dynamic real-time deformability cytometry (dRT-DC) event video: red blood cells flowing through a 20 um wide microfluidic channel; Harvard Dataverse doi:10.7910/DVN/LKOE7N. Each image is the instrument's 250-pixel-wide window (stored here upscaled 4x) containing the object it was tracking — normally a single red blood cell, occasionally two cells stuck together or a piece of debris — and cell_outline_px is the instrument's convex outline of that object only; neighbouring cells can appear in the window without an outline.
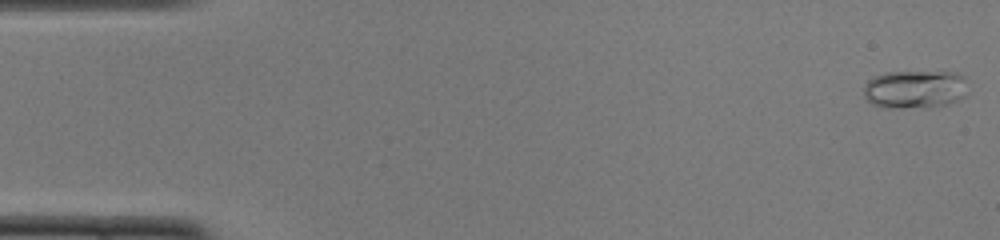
{"species": "common noctule bat (a hibernating species)", "species_latin": "Nyctalus noctula", "temperature_condition": "cold", "stored_images_in_passage": 50, "camera_frame_rate_fps": 3000, "um_per_image_px": 0.085, "animal": {"sex": "female", "body_mass_g": 22.0, "forearm_length_mm": 56.7}, "frame": {"image": 1, "passage_image": 1, "time_ms": 0.0, "image_size_px": [1000, 240], "cell_outline_px": [[968, 96], [948, 104], [928, 108], [880, 108], [872, 104], [864, 96], [864, 84], [872, 76], [884, 72], [956, 72], [964, 76]], "centroid_in_image_um": [77.76, 7.6], "position_along_channel_um": 7.2, "area_um2": 23.87}}
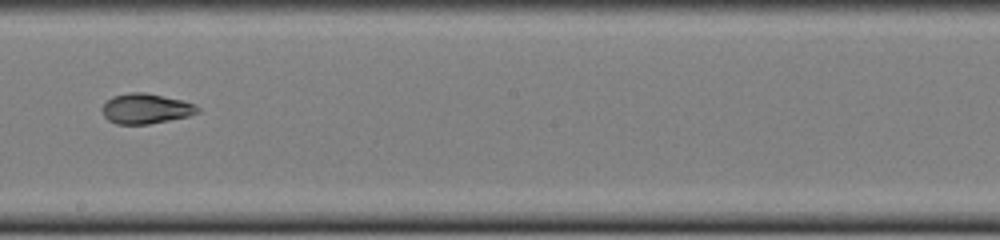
{"frame": {"image": 2, "passage_image": 28, "time_ms": 9.0, "image_size_px": [1000, 240], "cell_outline_px": [[200, 112], [188, 116], [148, 124], [116, 124], [108, 120], [104, 116], [100, 108], [112, 96], [128, 92], [144, 92], [180, 100], [196, 104], [200, 108]], "centroid_in_image_um": [12.37, 9.23], "position_along_channel_um": 235.8, "area_um2": 16.76}}
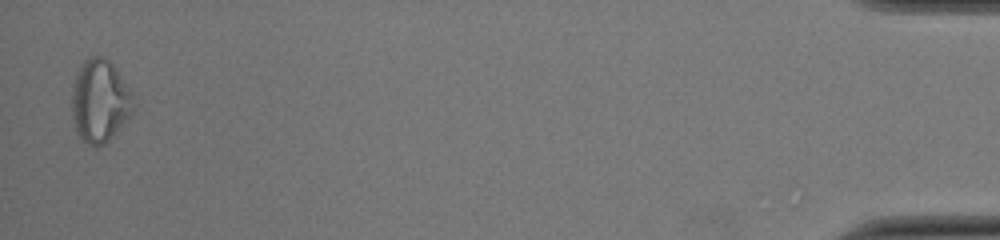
{"frame": {"image": 3, "passage_image": 49, "time_ms": 16.0, "image_size_px": [1000, 240], "cell_outline_px": [[132, 112], [112, 136], [104, 144], [96, 148], [88, 144], [76, 132], [72, 120], [72, 84], [76, 72], [80, 64], [84, 60], [92, 56], [104, 56], [112, 64], [128, 88], [132, 108]], "centroid_in_image_um": [8.41, 8.58], "position_along_channel_um": 426.8, "area_um2": 29.19}, "authors_computed_cell_mechanics": {"area_um2": 18.3515, "velocity_mm_per_s": 4.0087, "shape_relaxation_time_tau1_ms": 9.1715, "shape_relaxation_time_tau2_ms": 1.8473, "deformation_change_tau1": 0.2589, "deformation_change_tau2": 0.0703}}